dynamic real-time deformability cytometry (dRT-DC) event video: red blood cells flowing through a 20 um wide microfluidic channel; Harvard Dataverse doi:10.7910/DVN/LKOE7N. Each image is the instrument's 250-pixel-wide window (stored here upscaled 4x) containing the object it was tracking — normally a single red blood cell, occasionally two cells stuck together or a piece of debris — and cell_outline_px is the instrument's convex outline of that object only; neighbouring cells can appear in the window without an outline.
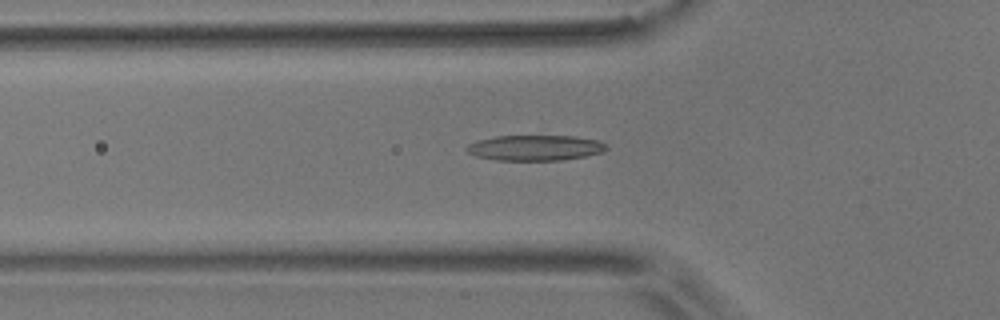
{"species": "common noctule bat (a hibernating species)", "species_latin": "Nyctalus noctula", "temperature_condition": "room temperature", "stored_images_in_passage": 51, "camera_frame_rate_fps": 3000, "um_per_image_px": 0.085, "animal": {"sex": "male", "body_mass_g": 17.9}, "frame": {"image": 1, "passage_image": 14, "time_ms": 4.333, "image_size_px": [1000, 320], "cell_outline_px": [[608, 148], [600, 152], [584, 156], [560, 160], [496, 160], [476, 156], [468, 152], [464, 148], [468, 144], [476, 140], [496, 136], [576, 136], [600, 140]], "centroid_in_image_um": [45.45, 12.55], "position_along_channel_um": 80.4, "area_um2": 20.69}}
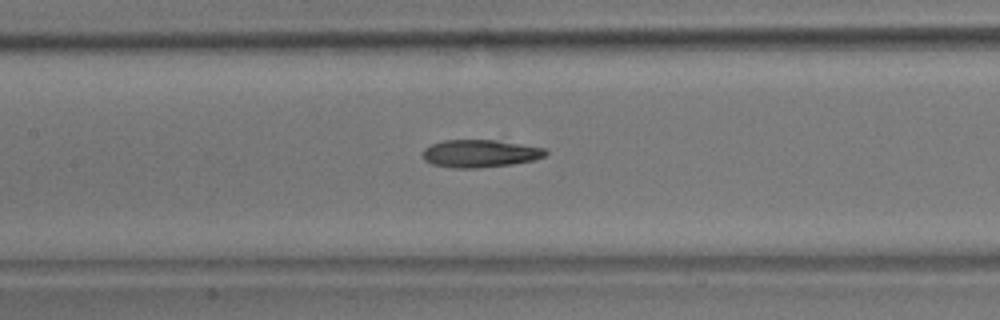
{"frame": {"image": 2, "passage_image": 21, "time_ms": 6.667, "image_size_px": [1000, 320], "cell_outline_px": [[548, 152], [544, 156], [532, 160], [512, 164], [480, 168], [452, 168], [432, 164], [424, 160], [420, 152], [424, 148], [432, 144], [444, 140], [496, 140], [544, 148]], "centroid_in_image_um": [40.74, 13.05], "position_along_channel_um": 166.7, "area_um2": 19.83}}
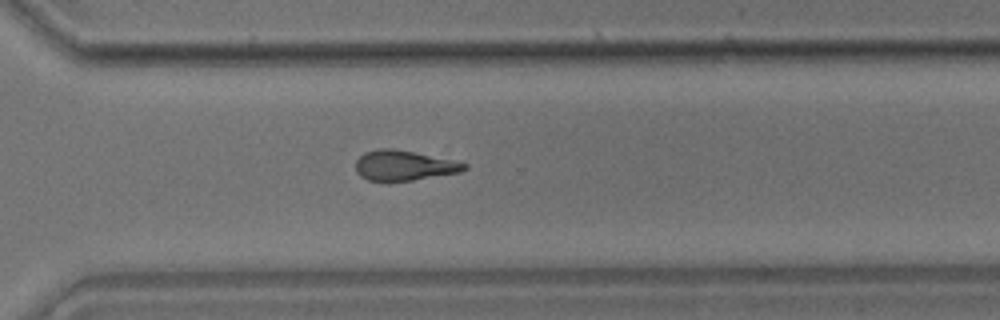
{"frame": {"image": 3, "passage_image": 35, "time_ms": 11.333, "image_size_px": [1000, 320], "cell_outline_px": [[468, 168], [460, 172], [388, 184], [368, 180], [360, 176], [356, 172], [356, 160], [364, 152], [380, 148], [392, 148], [412, 152], [468, 164]], "centroid_in_image_um": [34.25, 14.11], "position_along_channel_um": 336.3, "area_um2": 19.25}, "authors_computed_cell_mechanics": {"area_um2": 19.7098, "velocity_mm_per_s": 3.6539, "shape_relaxation_time_tau1_ms": 6.4011, "shape_relaxation_time_tau2_ms": 5.8238, "deformation_change_tau1": 0.1753, "deformation_change_tau2": 0.1736}}